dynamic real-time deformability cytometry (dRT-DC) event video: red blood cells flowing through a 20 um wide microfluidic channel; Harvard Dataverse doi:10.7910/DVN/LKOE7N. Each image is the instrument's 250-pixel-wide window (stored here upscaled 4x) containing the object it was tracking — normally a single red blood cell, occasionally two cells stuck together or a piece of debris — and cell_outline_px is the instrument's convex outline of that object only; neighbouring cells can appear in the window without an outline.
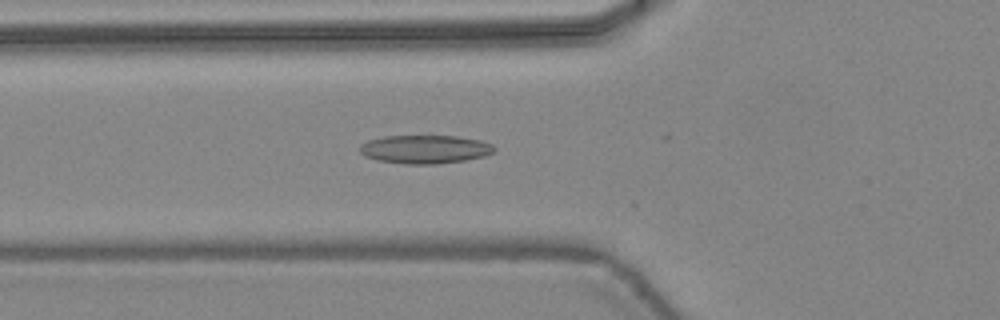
{"species": "common noctule bat (a hibernating species)", "species_latin": "Nyctalus noctula", "temperature_condition": "warm", "stored_images_in_passage": 30, "camera_frame_rate_fps": 3000, "um_per_image_px": 0.085, "animal": {"sex": "female", "body_mass_g": 24.6, "forearm_length_mm": 56.2}, "frame": {"image": 1, "passage_image": 15, "time_ms": 4.667, "image_size_px": [1000, 320], "cell_outline_px": [[496, 148], [492, 152], [484, 156], [464, 160], [436, 164], [408, 164], [376, 160], [364, 156], [360, 152], [360, 144], [368, 140], [384, 136], [456, 136], [480, 140], [492, 144]], "centroid_in_image_um": [36.1, 12.68], "position_along_channel_um": 89.7, "area_um2": 22.25}}
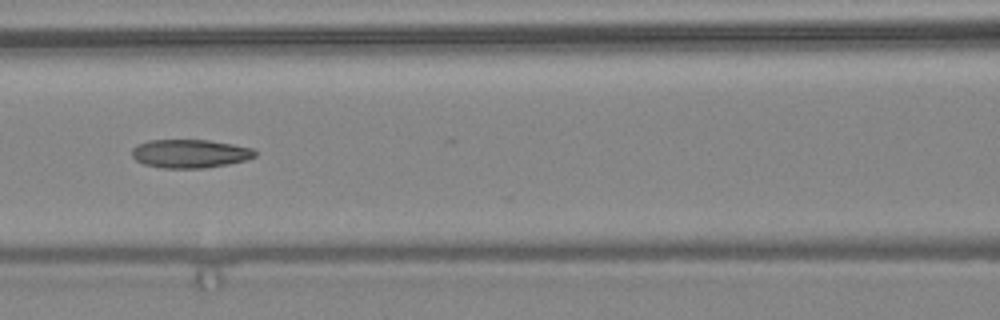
{"frame": {"image": 2, "passage_image": 19, "time_ms": 6.0, "image_size_px": [1000, 320], "cell_outline_px": [[256, 156], [244, 160], [228, 164], [204, 168], [164, 168], [144, 164], [136, 160], [132, 156], [132, 148], [136, 144], [148, 140], [208, 140], [232, 144], [252, 148], [256, 152]], "centroid_in_image_um": [16.12, 13.05], "position_along_channel_um": 150.5, "area_um2": 20.4}}
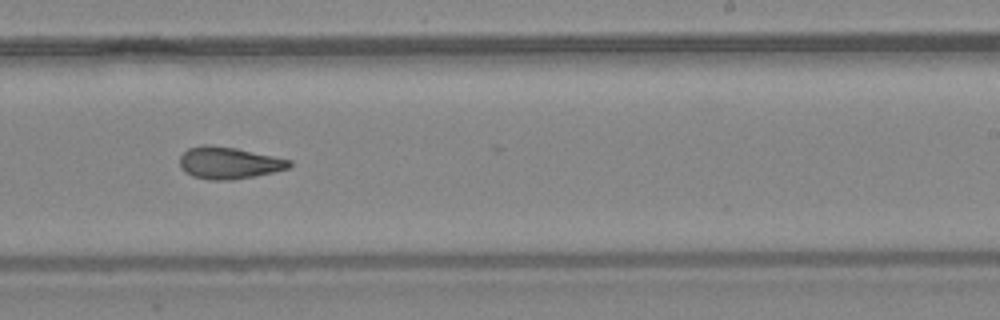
{"frame": {"image": 3, "passage_image": 27, "time_ms": 8.667, "image_size_px": [1000, 320], "cell_outline_px": [[292, 164], [288, 168], [272, 172], [232, 180], [208, 180], [192, 176], [184, 172], [180, 168], [180, 156], [188, 148], [200, 144], [212, 144], [236, 148], [292, 160]], "centroid_in_image_um": [19.4, 13.83], "position_along_channel_um": 269.6, "area_um2": 20.52}}